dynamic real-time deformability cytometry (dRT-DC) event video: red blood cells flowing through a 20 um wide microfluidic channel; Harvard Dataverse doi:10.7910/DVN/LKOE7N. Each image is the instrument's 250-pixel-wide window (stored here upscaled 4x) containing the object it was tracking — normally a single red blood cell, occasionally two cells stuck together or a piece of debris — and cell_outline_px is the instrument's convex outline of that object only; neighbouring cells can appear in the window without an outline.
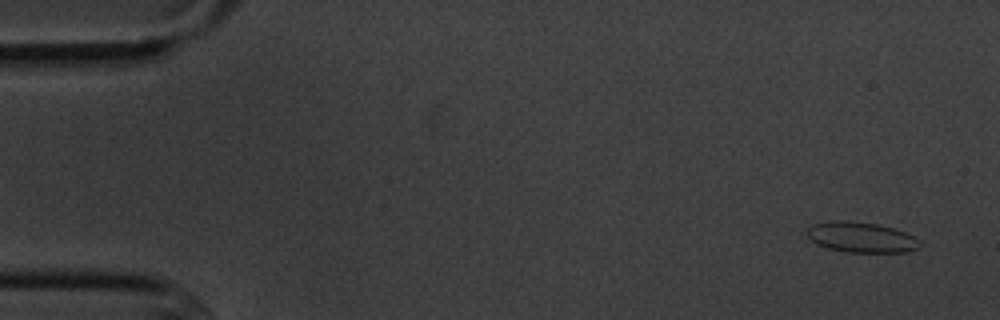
{"species": "common noctule bat (a hibernating species)", "species_latin": "Nyctalus noctula", "temperature_condition": "cold", "stored_images_in_passage": 6, "camera_frame_rate_fps": 3000, "um_per_image_px": 0.085, "animal": {"sex": "male", "body_mass_g": 20.1, "forearm_length_mm": 53.5}, "frame": {"image": 1, "passage_image": 6, "time_ms": 5.667, "image_size_px": [1000, 320], "cell_outline_px": [[920, 244], [916, 248], [908, 252], [844, 252], [828, 248], [816, 244], [808, 236], [808, 228], [812, 224], [828, 220], [848, 220], [876, 224], [892, 228], [904, 232], [920, 240]], "centroid_in_image_um": [73.16, 20.16], "position_along_channel_um": 11.8, "area_um2": 19.94}}